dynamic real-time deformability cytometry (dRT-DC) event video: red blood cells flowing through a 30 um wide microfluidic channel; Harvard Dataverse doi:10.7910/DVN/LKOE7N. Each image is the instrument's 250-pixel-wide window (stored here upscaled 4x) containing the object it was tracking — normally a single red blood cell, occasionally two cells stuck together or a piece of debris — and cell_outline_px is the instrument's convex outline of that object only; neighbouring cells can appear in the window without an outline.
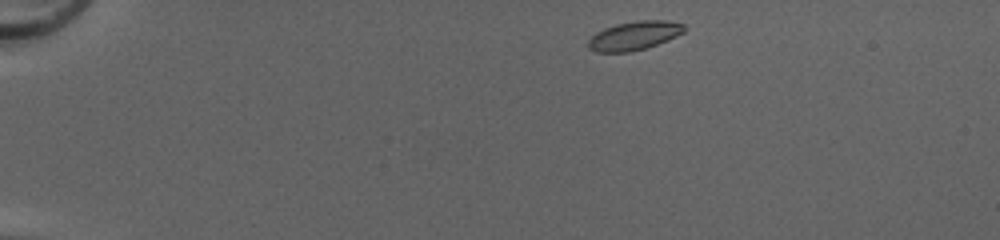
{"species": "common noctule bat (a hibernating species)", "species_latin": "Nyctalus noctula", "temperature_condition": "cold", "stored_images_in_passage": 42, "camera_frame_rate_fps": 3000, "um_per_image_px": 0.085, "animal": {"sex": "female", "body_mass_g": 20.0, "forearm_length_mm": 54.0}, "frame": {"image": 1, "passage_image": 1, "time_ms": 0.0, "image_size_px": [1000, 240], "cell_outline_px": [[688, 28], [684, 32], [668, 40], [644, 48], [628, 52], [596, 52], [588, 48], [588, 40], [596, 32], [604, 28], [616, 24], [636, 20], [668, 20], [684, 24]], "centroid_in_image_um": [53.93, 3.01], "position_along_channel_um": 31.1, "area_um2": 16.18}}
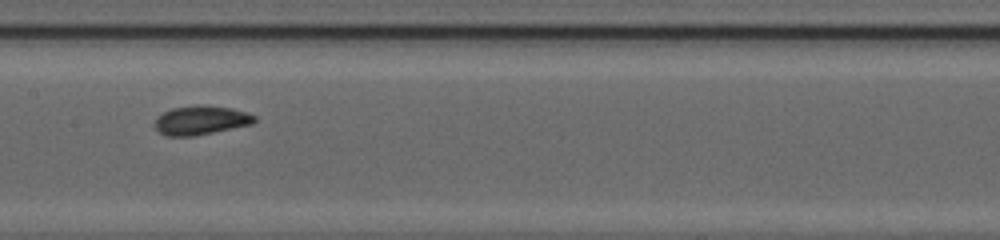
{"frame": {"image": 2, "passage_image": 19, "time_ms": 6.0, "image_size_px": [1000, 240], "cell_outline_px": [[256, 120], [252, 124], [196, 136], [164, 136], [156, 128], [156, 120], [164, 112], [172, 108], [232, 108], [256, 116]], "centroid_in_image_um": [17.09, 10.28], "position_along_channel_um": 190.3, "area_um2": 15.9}}
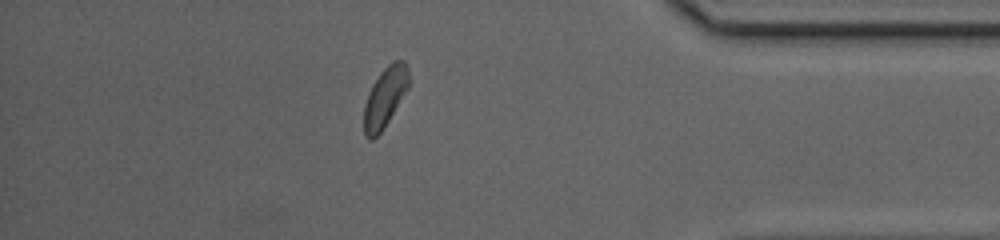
{"frame": {"image": 3, "passage_image": 36, "time_ms": 11.667, "image_size_px": [1000, 240], "cell_outline_px": [[408, 88], [388, 120], [380, 132], [372, 140], [368, 140], [364, 136], [364, 104], [368, 92], [372, 84], [380, 72], [392, 60], [404, 60], [408, 68]], "centroid_in_image_um": [32.69, 8.24], "position_along_channel_um": 402.5, "area_um2": 15.55}, "authors_computed_cell_mechanics": {"area_um2": 16.0684, "velocity_mm_per_s": 4.1862, "shape_relaxation_time_tau1_ms": 1.206, "shape_relaxation_time_tau2_ms": 4.0246, "deformation_change_tau1": 0.0675, "deformation_change_tau2": 0.0774}}